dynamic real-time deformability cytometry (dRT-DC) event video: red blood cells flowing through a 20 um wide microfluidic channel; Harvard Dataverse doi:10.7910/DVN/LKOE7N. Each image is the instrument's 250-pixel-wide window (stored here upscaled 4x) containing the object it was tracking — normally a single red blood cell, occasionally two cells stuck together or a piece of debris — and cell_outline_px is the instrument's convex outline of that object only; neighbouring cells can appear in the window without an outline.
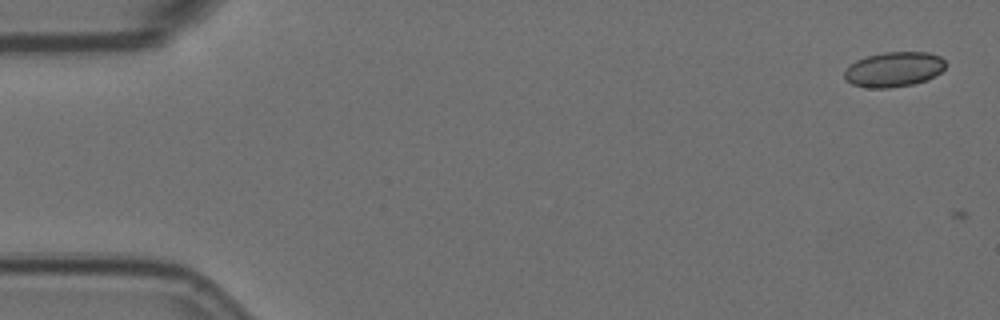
{"species": "Egyptian fruit bat (a non-hibernating species)", "species_latin": "Rousettus aegyptiacus", "temperature_condition": "room temperature", "stored_images_in_passage": 3, "segment_of_instrument_passage": [2, 2], "camera_frame_rate_fps": 3000, "um_per_image_px": 0.085, "animal": {"sex": "female"}, "frame": {"image": 1, "passage_image": 3, "time_ms": 0.667, "image_size_px": [1000, 320], "cell_outline_px": [[948, 64], [940, 72], [928, 80], [912, 84], [888, 88], [868, 88], [852, 84], [844, 80], [844, 72], [856, 60], [868, 56], [884, 52], [928, 52], [940, 56]], "centroid_in_image_um": [76.0, 5.9], "position_along_channel_um": 9.0, "area_um2": 20.63}}